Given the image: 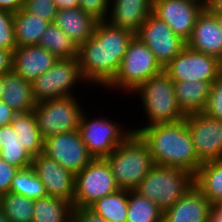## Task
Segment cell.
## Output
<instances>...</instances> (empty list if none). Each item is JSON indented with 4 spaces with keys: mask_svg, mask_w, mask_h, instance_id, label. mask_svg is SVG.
Wrapping results in <instances>:
<instances>
[{
    "mask_svg": "<svg viewBox=\"0 0 222 222\" xmlns=\"http://www.w3.org/2000/svg\"><path fill=\"white\" fill-rule=\"evenodd\" d=\"M134 36L106 21L98 22L92 37L78 49L80 72L85 82L106 87L115 78Z\"/></svg>",
    "mask_w": 222,
    "mask_h": 222,
    "instance_id": "1",
    "label": "cell"
},
{
    "mask_svg": "<svg viewBox=\"0 0 222 222\" xmlns=\"http://www.w3.org/2000/svg\"><path fill=\"white\" fill-rule=\"evenodd\" d=\"M146 143L154 164L183 169L195 175L203 164L197 157L186 121L133 129Z\"/></svg>",
    "mask_w": 222,
    "mask_h": 222,
    "instance_id": "2",
    "label": "cell"
},
{
    "mask_svg": "<svg viewBox=\"0 0 222 222\" xmlns=\"http://www.w3.org/2000/svg\"><path fill=\"white\" fill-rule=\"evenodd\" d=\"M120 189L135 190L154 165L148 146L132 132L106 158Z\"/></svg>",
    "mask_w": 222,
    "mask_h": 222,
    "instance_id": "3",
    "label": "cell"
},
{
    "mask_svg": "<svg viewBox=\"0 0 222 222\" xmlns=\"http://www.w3.org/2000/svg\"><path fill=\"white\" fill-rule=\"evenodd\" d=\"M194 185V175L183 169L154 164L135 189L164 212Z\"/></svg>",
    "mask_w": 222,
    "mask_h": 222,
    "instance_id": "4",
    "label": "cell"
},
{
    "mask_svg": "<svg viewBox=\"0 0 222 222\" xmlns=\"http://www.w3.org/2000/svg\"><path fill=\"white\" fill-rule=\"evenodd\" d=\"M134 92L141 95L144 112L148 116L146 119L149 122L145 126L178 122L186 118L178 105L174 82L164 70L150 77Z\"/></svg>",
    "mask_w": 222,
    "mask_h": 222,
    "instance_id": "5",
    "label": "cell"
},
{
    "mask_svg": "<svg viewBox=\"0 0 222 222\" xmlns=\"http://www.w3.org/2000/svg\"><path fill=\"white\" fill-rule=\"evenodd\" d=\"M163 70L164 68L147 45L134 36L122 58L115 78L106 87L134 93L141 84Z\"/></svg>",
    "mask_w": 222,
    "mask_h": 222,
    "instance_id": "6",
    "label": "cell"
},
{
    "mask_svg": "<svg viewBox=\"0 0 222 222\" xmlns=\"http://www.w3.org/2000/svg\"><path fill=\"white\" fill-rule=\"evenodd\" d=\"M119 189L107 159H93L75 175L73 207L89 208L97 200Z\"/></svg>",
    "mask_w": 222,
    "mask_h": 222,
    "instance_id": "7",
    "label": "cell"
},
{
    "mask_svg": "<svg viewBox=\"0 0 222 222\" xmlns=\"http://www.w3.org/2000/svg\"><path fill=\"white\" fill-rule=\"evenodd\" d=\"M75 96L36 103L33 111L43 139L78 130L84 109Z\"/></svg>",
    "mask_w": 222,
    "mask_h": 222,
    "instance_id": "8",
    "label": "cell"
},
{
    "mask_svg": "<svg viewBox=\"0 0 222 222\" xmlns=\"http://www.w3.org/2000/svg\"><path fill=\"white\" fill-rule=\"evenodd\" d=\"M85 82L78 58L58 59L44 74L31 82L36 103L73 95V86Z\"/></svg>",
    "mask_w": 222,
    "mask_h": 222,
    "instance_id": "9",
    "label": "cell"
},
{
    "mask_svg": "<svg viewBox=\"0 0 222 222\" xmlns=\"http://www.w3.org/2000/svg\"><path fill=\"white\" fill-rule=\"evenodd\" d=\"M108 119L97 117L90 120L84 111L81 115L78 132L94 159L107 158L133 132V129L125 130L117 122Z\"/></svg>",
    "mask_w": 222,
    "mask_h": 222,
    "instance_id": "10",
    "label": "cell"
},
{
    "mask_svg": "<svg viewBox=\"0 0 222 222\" xmlns=\"http://www.w3.org/2000/svg\"><path fill=\"white\" fill-rule=\"evenodd\" d=\"M173 82H214L222 74L217 57L190 49L187 45L164 67Z\"/></svg>",
    "mask_w": 222,
    "mask_h": 222,
    "instance_id": "11",
    "label": "cell"
},
{
    "mask_svg": "<svg viewBox=\"0 0 222 222\" xmlns=\"http://www.w3.org/2000/svg\"><path fill=\"white\" fill-rule=\"evenodd\" d=\"M184 120L198 159L202 163L222 159V120L204 112L186 115Z\"/></svg>",
    "mask_w": 222,
    "mask_h": 222,
    "instance_id": "12",
    "label": "cell"
},
{
    "mask_svg": "<svg viewBox=\"0 0 222 222\" xmlns=\"http://www.w3.org/2000/svg\"><path fill=\"white\" fill-rule=\"evenodd\" d=\"M43 154L57 161L74 175L83 170L94 159L89 154L78 130L45 138Z\"/></svg>",
    "mask_w": 222,
    "mask_h": 222,
    "instance_id": "13",
    "label": "cell"
},
{
    "mask_svg": "<svg viewBox=\"0 0 222 222\" xmlns=\"http://www.w3.org/2000/svg\"><path fill=\"white\" fill-rule=\"evenodd\" d=\"M135 36L147 45L163 68L186 46V41L153 13Z\"/></svg>",
    "mask_w": 222,
    "mask_h": 222,
    "instance_id": "14",
    "label": "cell"
},
{
    "mask_svg": "<svg viewBox=\"0 0 222 222\" xmlns=\"http://www.w3.org/2000/svg\"><path fill=\"white\" fill-rule=\"evenodd\" d=\"M204 8L187 0H155L152 13L163 20L172 31L188 41L198 15Z\"/></svg>",
    "mask_w": 222,
    "mask_h": 222,
    "instance_id": "15",
    "label": "cell"
},
{
    "mask_svg": "<svg viewBox=\"0 0 222 222\" xmlns=\"http://www.w3.org/2000/svg\"><path fill=\"white\" fill-rule=\"evenodd\" d=\"M31 167L48 196L65 199L73 205L75 175L71 171L43 153L33 157Z\"/></svg>",
    "mask_w": 222,
    "mask_h": 222,
    "instance_id": "16",
    "label": "cell"
},
{
    "mask_svg": "<svg viewBox=\"0 0 222 222\" xmlns=\"http://www.w3.org/2000/svg\"><path fill=\"white\" fill-rule=\"evenodd\" d=\"M186 45L192 50L217 57L222 61V32L214 14L206 9L201 11Z\"/></svg>",
    "mask_w": 222,
    "mask_h": 222,
    "instance_id": "17",
    "label": "cell"
},
{
    "mask_svg": "<svg viewBox=\"0 0 222 222\" xmlns=\"http://www.w3.org/2000/svg\"><path fill=\"white\" fill-rule=\"evenodd\" d=\"M109 25L125 29L136 35L148 16L152 13V0H110ZM109 20V21H108Z\"/></svg>",
    "mask_w": 222,
    "mask_h": 222,
    "instance_id": "18",
    "label": "cell"
},
{
    "mask_svg": "<svg viewBox=\"0 0 222 222\" xmlns=\"http://www.w3.org/2000/svg\"><path fill=\"white\" fill-rule=\"evenodd\" d=\"M58 60L39 45L16 47L13 51L12 71L28 82L44 74Z\"/></svg>",
    "mask_w": 222,
    "mask_h": 222,
    "instance_id": "19",
    "label": "cell"
},
{
    "mask_svg": "<svg viewBox=\"0 0 222 222\" xmlns=\"http://www.w3.org/2000/svg\"><path fill=\"white\" fill-rule=\"evenodd\" d=\"M212 204L193 185L173 206L163 212V222H208Z\"/></svg>",
    "mask_w": 222,
    "mask_h": 222,
    "instance_id": "20",
    "label": "cell"
},
{
    "mask_svg": "<svg viewBox=\"0 0 222 222\" xmlns=\"http://www.w3.org/2000/svg\"><path fill=\"white\" fill-rule=\"evenodd\" d=\"M98 22L80 7L57 10L54 19V23L78 46L92 37Z\"/></svg>",
    "mask_w": 222,
    "mask_h": 222,
    "instance_id": "21",
    "label": "cell"
},
{
    "mask_svg": "<svg viewBox=\"0 0 222 222\" xmlns=\"http://www.w3.org/2000/svg\"><path fill=\"white\" fill-rule=\"evenodd\" d=\"M5 89L1 101L8 104L17 114L33 111L36 102L32 96L31 82L13 71L3 75Z\"/></svg>",
    "mask_w": 222,
    "mask_h": 222,
    "instance_id": "22",
    "label": "cell"
},
{
    "mask_svg": "<svg viewBox=\"0 0 222 222\" xmlns=\"http://www.w3.org/2000/svg\"><path fill=\"white\" fill-rule=\"evenodd\" d=\"M213 82H174L175 96L185 115L203 112L210 96Z\"/></svg>",
    "mask_w": 222,
    "mask_h": 222,
    "instance_id": "23",
    "label": "cell"
},
{
    "mask_svg": "<svg viewBox=\"0 0 222 222\" xmlns=\"http://www.w3.org/2000/svg\"><path fill=\"white\" fill-rule=\"evenodd\" d=\"M49 21L26 12L23 8L14 13V37L17 47L38 45Z\"/></svg>",
    "mask_w": 222,
    "mask_h": 222,
    "instance_id": "24",
    "label": "cell"
},
{
    "mask_svg": "<svg viewBox=\"0 0 222 222\" xmlns=\"http://www.w3.org/2000/svg\"><path fill=\"white\" fill-rule=\"evenodd\" d=\"M194 185L212 205L222 201V159L203 163L194 175Z\"/></svg>",
    "mask_w": 222,
    "mask_h": 222,
    "instance_id": "25",
    "label": "cell"
},
{
    "mask_svg": "<svg viewBox=\"0 0 222 222\" xmlns=\"http://www.w3.org/2000/svg\"><path fill=\"white\" fill-rule=\"evenodd\" d=\"M11 125L18 140L33 157L43 153L44 139L40 134L34 111L16 114Z\"/></svg>",
    "mask_w": 222,
    "mask_h": 222,
    "instance_id": "26",
    "label": "cell"
},
{
    "mask_svg": "<svg viewBox=\"0 0 222 222\" xmlns=\"http://www.w3.org/2000/svg\"><path fill=\"white\" fill-rule=\"evenodd\" d=\"M38 45L58 59L78 58L79 46L54 22L49 23Z\"/></svg>",
    "mask_w": 222,
    "mask_h": 222,
    "instance_id": "27",
    "label": "cell"
},
{
    "mask_svg": "<svg viewBox=\"0 0 222 222\" xmlns=\"http://www.w3.org/2000/svg\"><path fill=\"white\" fill-rule=\"evenodd\" d=\"M72 211L71 202L47 195L34 200L33 222H72Z\"/></svg>",
    "mask_w": 222,
    "mask_h": 222,
    "instance_id": "28",
    "label": "cell"
},
{
    "mask_svg": "<svg viewBox=\"0 0 222 222\" xmlns=\"http://www.w3.org/2000/svg\"><path fill=\"white\" fill-rule=\"evenodd\" d=\"M107 222H126L128 210V190L106 195L89 207Z\"/></svg>",
    "mask_w": 222,
    "mask_h": 222,
    "instance_id": "29",
    "label": "cell"
},
{
    "mask_svg": "<svg viewBox=\"0 0 222 222\" xmlns=\"http://www.w3.org/2000/svg\"><path fill=\"white\" fill-rule=\"evenodd\" d=\"M126 222H163V211L135 190H128Z\"/></svg>",
    "mask_w": 222,
    "mask_h": 222,
    "instance_id": "30",
    "label": "cell"
},
{
    "mask_svg": "<svg viewBox=\"0 0 222 222\" xmlns=\"http://www.w3.org/2000/svg\"><path fill=\"white\" fill-rule=\"evenodd\" d=\"M0 209L9 222H33V199L8 192L0 196Z\"/></svg>",
    "mask_w": 222,
    "mask_h": 222,
    "instance_id": "31",
    "label": "cell"
},
{
    "mask_svg": "<svg viewBox=\"0 0 222 222\" xmlns=\"http://www.w3.org/2000/svg\"><path fill=\"white\" fill-rule=\"evenodd\" d=\"M10 192L33 200L47 196L44 184L32 167L18 170L12 180Z\"/></svg>",
    "mask_w": 222,
    "mask_h": 222,
    "instance_id": "32",
    "label": "cell"
},
{
    "mask_svg": "<svg viewBox=\"0 0 222 222\" xmlns=\"http://www.w3.org/2000/svg\"><path fill=\"white\" fill-rule=\"evenodd\" d=\"M0 159L19 169L31 167L33 156L20 143L0 144Z\"/></svg>",
    "mask_w": 222,
    "mask_h": 222,
    "instance_id": "33",
    "label": "cell"
},
{
    "mask_svg": "<svg viewBox=\"0 0 222 222\" xmlns=\"http://www.w3.org/2000/svg\"><path fill=\"white\" fill-rule=\"evenodd\" d=\"M14 13L0 9V48L12 52L17 47L14 37Z\"/></svg>",
    "mask_w": 222,
    "mask_h": 222,
    "instance_id": "34",
    "label": "cell"
},
{
    "mask_svg": "<svg viewBox=\"0 0 222 222\" xmlns=\"http://www.w3.org/2000/svg\"><path fill=\"white\" fill-rule=\"evenodd\" d=\"M23 9L50 23L54 22L57 8L53 0H24Z\"/></svg>",
    "mask_w": 222,
    "mask_h": 222,
    "instance_id": "35",
    "label": "cell"
},
{
    "mask_svg": "<svg viewBox=\"0 0 222 222\" xmlns=\"http://www.w3.org/2000/svg\"><path fill=\"white\" fill-rule=\"evenodd\" d=\"M203 112L209 117L222 120V74L212 83Z\"/></svg>",
    "mask_w": 222,
    "mask_h": 222,
    "instance_id": "36",
    "label": "cell"
},
{
    "mask_svg": "<svg viewBox=\"0 0 222 222\" xmlns=\"http://www.w3.org/2000/svg\"><path fill=\"white\" fill-rule=\"evenodd\" d=\"M110 0H79V7L99 22L109 17Z\"/></svg>",
    "mask_w": 222,
    "mask_h": 222,
    "instance_id": "37",
    "label": "cell"
},
{
    "mask_svg": "<svg viewBox=\"0 0 222 222\" xmlns=\"http://www.w3.org/2000/svg\"><path fill=\"white\" fill-rule=\"evenodd\" d=\"M19 168L8 164L0 159V196L10 192L12 180L18 172Z\"/></svg>",
    "mask_w": 222,
    "mask_h": 222,
    "instance_id": "38",
    "label": "cell"
},
{
    "mask_svg": "<svg viewBox=\"0 0 222 222\" xmlns=\"http://www.w3.org/2000/svg\"><path fill=\"white\" fill-rule=\"evenodd\" d=\"M72 222H107L90 208L73 207Z\"/></svg>",
    "mask_w": 222,
    "mask_h": 222,
    "instance_id": "39",
    "label": "cell"
},
{
    "mask_svg": "<svg viewBox=\"0 0 222 222\" xmlns=\"http://www.w3.org/2000/svg\"><path fill=\"white\" fill-rule=\"evenodd\" d=\"M13 52L8 49L0 48V75L12 71Z\"/></svg>",
    "mask_w": 222,
    "mask_h": 222,
    "instance_id": "40",
    "label": "cell"
},
{
    "mask_svg": "<svg viewBox=\"0 0 222 222\" xmlns=\"http://www.w3.org/2000/svg\"><path fill=\"white\" fill-rule=\"evenodd\" d=\"M20 143L12 125L0 127V144Z\"/></svg>",
    "mask_w": 222,
    "mask_h": 222,
    "instance_id": "41",
    "label": "cell"
},
{
    "mask_svg": "<svg viewBox=\"0 0 222 222\" xmlns=\"http://www.w3.org/2000/svg\"><path fill=\"white\" fill-rule=\"evenodd\" d=\"M16 114L8 104L0 100V127L10 125Z\"/></svg>",
    "mask_w": 222,
    "mask_h": 222,
    "instance_id": "42",
    "label": "cell"
},
{
    "mask_svg": "<svg viewBox=\"0 0 222 222\" xmlns=\"http://www.w3.org/2000/svg\"><path fill=\"white\" fill-rule=\"evenodd\" d=\"M24 0H0V9L10 11L12 13L18 12L23 8Z\"/></svg>",
    "mask_w": 222,
    "mask_h": 222,
    "instance_id": "43",
    "label": "cell"
},
{
    "mask_svg": "<svg viewBox=\"0 0 222 222\" xmlns=\"http://www.w3.org/2000/svg\"><path fill=\"white\" fill-rule=\"evenodd\" d=\"M55 2L57 10L78 8L79 0H53Z\"/></svg>",
    "mask_w": 222,
    "mask_h": 222,
    "instance_id": "44",
    "label": "cell"
},
{
    "mask_svg": "<svg viewBox=\"0 0 222 222\" xmlns=\"http://www.w3.org/2000/svg\"><path fill=\"white\" fill-rule=\"evenodd\" d=\"M208 222H222V209L217 205L211 206Z\"/></svg>",
    "mask_w": 222,
    "mask_h": 222,
    "instance_id": "45",
    "label": "cell"
},
{
    "mask_svg": "<svg viewBox=\"0 0 222 222\" xmlns=\"http://www.w3.org/2000/svg\"><path fill=\"white\" fill-rule=\"evenodd\" d=\"M205 9L210 13H222V0H209Z\"/></svg>",
    "mask_w": 222,
    "mask_h": 222,
    "instance_id": "46",
    "label": "cell"
},
{
    "mask_svg": "<svg viewBox=\"0 0 222 222\" xmlns=\"http://www.w3.org/2000/svg\"><path fill=\"white\" fill-rule=\"evenodd\" d=\"M187 1L194 2V3L198 4L199 6H201L204 9L207 7V5L209 3V0H187Z\"/></svg>",
    "mask_w": 222,
    "mask_h": 222,
    "instance_id": "47",
    "label": "cell"
},
{
    "mask_svg": "<svg viewBox=\"0 0 222 222\" xmlns=\"http://www.w3.org/2000/svg\"><path fill=\"white\" fill-rule=\"evenodd\" d=\"M216 17V21L218 23V27L220 28L222 32V13H212Z\"/></svg>",
    "mask_w": 222,
    "mask_h": 222,
    "instance_id": "48",
    "label": "cell"
},
{
    "mask_svg": "<svg viewBox=\"0 0 222 222\" xmlns=\"http://www.w3.org/2000/svg\"><path fill=\"white\" fill-rule=\"evenodd\" d=\"M4 89H5V86L3 84V75H0V100H1Z\"/></svg>",
    "mask_w": 222,
    "mask_h": 222,
    "instance_id": "49",
    "label": "cell"
},
{
    "mask_svg": "<svg viewBox=\"0 0 222 222\" xmlns=\"http://www.w3.org/2000/svg\"><path fill=\"white\" fill-rule=\"evenodd\" d=\"M0 222H9V220L7 219V217H6L5 214L2 212L1 209H0Z\"/></svg>",
    "mask_w": 222,
    "mask_h": 222,
    "instance_id": "50",
    "label": "cell"
},
{
    "mask_svg": "<svg viewBox=\"0 0 222 222\" xmlns=\"http://www.w3.org/2000/svg\"><path fill=\"white\" fill-rule=\"evenodd\" d=\"M217 206L222 209V201L217 204Z\"/></svg>",
    "mask_w": 222,
    "mask_h": 222,
    "instance_id": "51",
    "label": "cell"
}]
</instances>
